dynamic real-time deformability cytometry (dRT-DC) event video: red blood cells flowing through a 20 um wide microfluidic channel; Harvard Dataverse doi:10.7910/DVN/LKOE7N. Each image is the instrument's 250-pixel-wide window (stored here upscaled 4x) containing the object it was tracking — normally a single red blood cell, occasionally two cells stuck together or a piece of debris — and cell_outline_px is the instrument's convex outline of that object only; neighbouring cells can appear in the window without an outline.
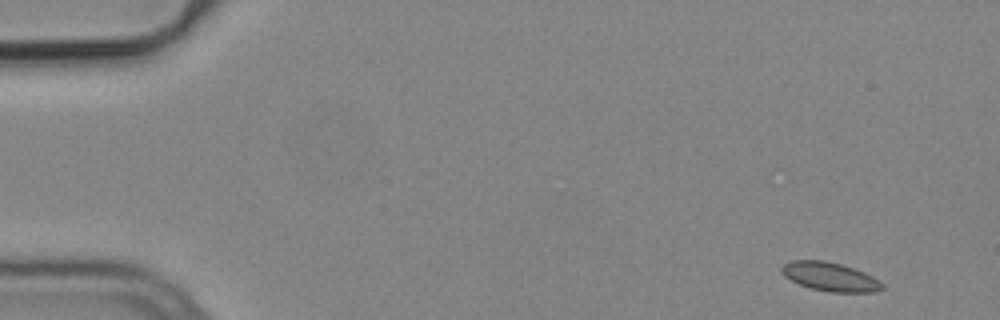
{"species": "common noctule bat (a hibernating species)", "species_latin": "Nyctalus noctula", "temperature_condition": "cold", "stored_images_in_passage": 6, "camera_frame_rate_fps": 3000, "um_per_image_px": 0.085, "animal": {"sex": "male", "body_mass_g": 19.2, "forearm_length_mm": 51.8}, "frame": {"image": 1, "passage_image": 1, "time_ms": 0.0, "image_size_px": [1000, 320], "cell_outline_px": [[884, 288], [876, 292], [828, 292], [812, 288], [800, 284], [784, 276], [780, 272], [780, 268], [784, 264], [792, 260], [824, 260], [840, 264], [864, 272], [872, 276], [884, 284]], "centroid_in_image_um": [70.56, 23.52], "position_along_channel_um": 14.4, "area_um2": 16.82}}
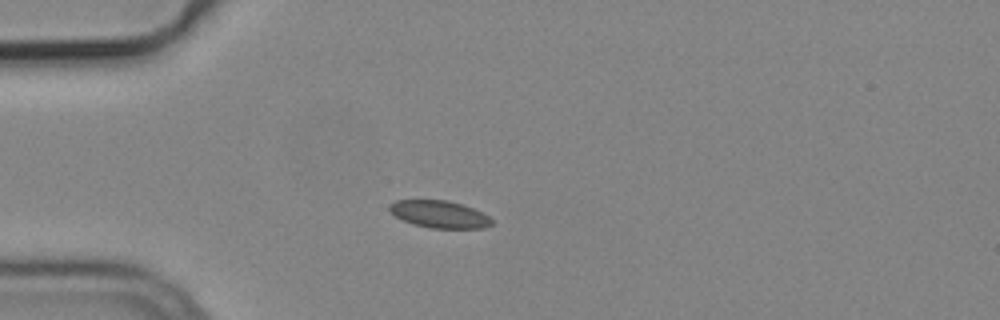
{"frame": {"image": 2, "passage_image": 4, "time_ms": 1.0, "image_size_px": [1000, 320], "cell_outline_px": [[492, 224], [484, 228], [432, 228], [412, 224], [396, 216], [388, 208], [388, 204], [396, 200], [448, 200], [472, 208], [488, 216], [492, 220]], "centroid_in_image_um": [37.33, 18.21], "position_along_channel_um": 47.7, "area_um2": 16.07}}
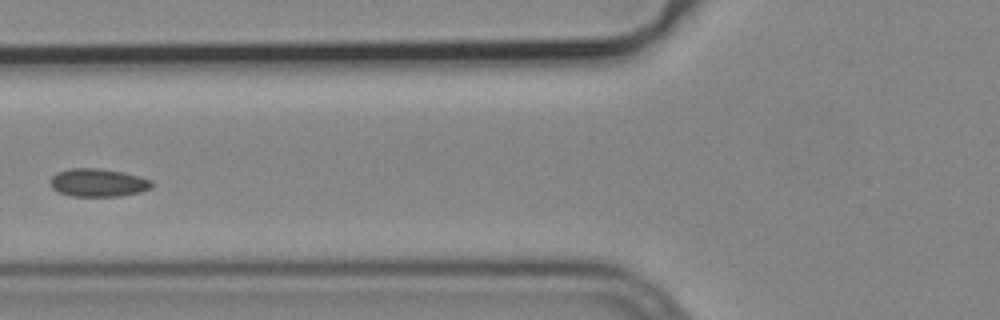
{"frame": {"image": 3, "passage_image": 6, "time_ms": 1.667, "image_size_px": [1000, 320], "cell_outline_px": [[152, 184], [148, 188], [140, 192], [116, 196], [72, 196], [56, 192], [48, 184], [48, 180], [56, 172], [72, 168], [96, 168], [120, 172], [140, 176], [152, 180]], "centroid_in_image_um": [8.25, 15.53], "position_along_channel_um": 117.6, "area_um2": 16.59}}